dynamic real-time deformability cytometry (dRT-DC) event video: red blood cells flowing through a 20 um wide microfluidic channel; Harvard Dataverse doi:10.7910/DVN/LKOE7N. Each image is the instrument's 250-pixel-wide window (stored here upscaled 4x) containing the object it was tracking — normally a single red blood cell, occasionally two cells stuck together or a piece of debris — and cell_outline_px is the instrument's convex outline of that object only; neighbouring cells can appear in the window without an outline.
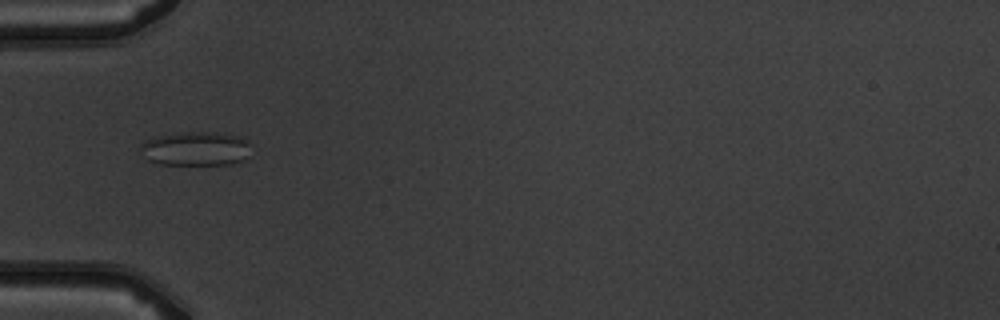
{"species": "common noctule bat (a hibernating species)", "species_latin": "Nyctalus noctula", "temperature_condition": "warm", "stored_images_in_passage": 8, "camera_frame_rate_fps": 3000, "um_per_image_px": 0.085, "animal": {"sex": "male", "body_mass_g": 19.5, "forearm_length_mm": 54.6}, "frame": {"image": 1, "passage_image": 5, "time_ms": 5.667, "image_size_px": [1000, 320], "cell_outline_px": [[252, 144], [248, 156], [244, 160], [232, 164], [160, 164], [148, 160], [140, 148], [140, 144], [144, 140], [180, 132], [208, 132], [244, 136]], "centroid_in_image_um": [16.71, 12.63], "position_along_channel_um": 68.3, "area_um2": 22.08}}
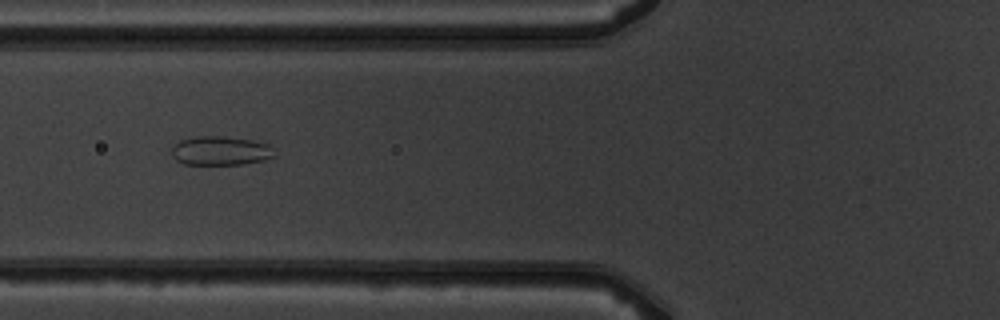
{"frame": {"image": 2, "passage_image": 6, "time_ms": 6.667, "image_size_px": [1000, 320], "cell_outline_px": [[276, 156], [264, 160], [244, 164], [184, 164], [176, 160], [172, 156], [172, 148], [180, 140], [196, 136], [224, 136], [252, 140], [268, 144]], "centroid_in_image_um": [18.74, 12.81], "position_along_channel_um": 107.1, "area_um2": 17.34}}
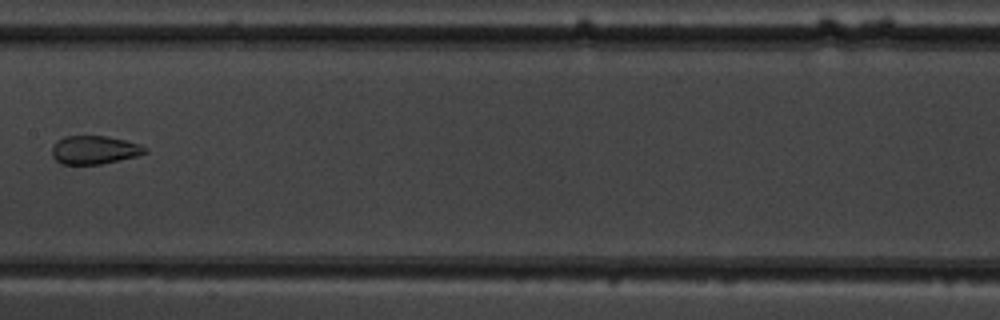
{"frame": {"image": 3, "passage_image": 8, "time_ms": 9.0, "image_size_px": [1000, 320], "cell_outline_px": [[148, 152], [136, 156], [120, 160], [100, 164], [60, 164], [52, 156], [52, 148], [56, 140], [64, 136], [108, 136], [140, 144], [148, 148]], "centroid_in_image_um": [8.02, 12.74], "position_along_channel_um": 199.4, "area_um2": 15.49}}